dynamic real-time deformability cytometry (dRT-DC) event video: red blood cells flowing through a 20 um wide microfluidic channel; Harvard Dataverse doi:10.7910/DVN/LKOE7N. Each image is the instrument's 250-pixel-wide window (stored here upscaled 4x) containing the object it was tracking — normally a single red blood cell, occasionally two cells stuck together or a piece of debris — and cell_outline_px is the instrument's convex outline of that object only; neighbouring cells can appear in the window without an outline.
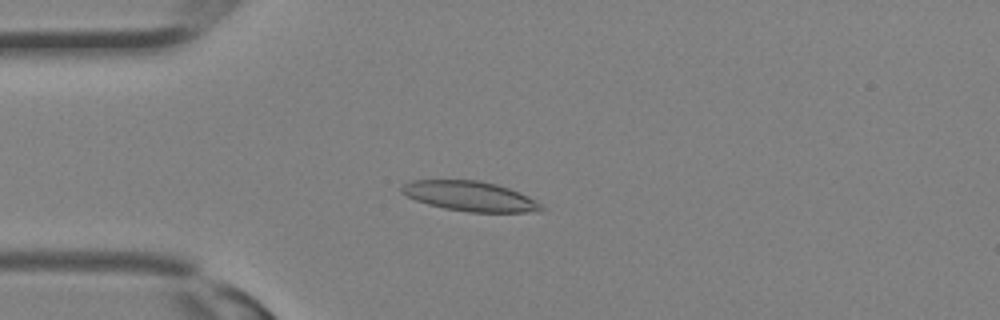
{"species": "Egyptian fruit bat (a non-hibernating species)", "species_latin": "Rousettus aegyptiacus", "temperature_condition": "room temperature", "stored_images_in_passage": 23, "camera_frame_rate_fps": 3000, "um_per_image_px": 0.085, "animal": {"sex": "female"}, "frame": {"image": 1, "passage_image": 8, "time_ms": 2.333, "image_size_px": [1000, 320], "cell_outline_px": [[544, 212], [468, 212], [444, 208], [428, 204], [416, 200], [400, 192], [400, 188], [404, 184], [412, 180], [480, 180], [496, 184], [520, 192], [544, 204]], "centroid_in_image_um": [40.01, 16.68], "position_along_channel_um": 45.0, "area_um2": 24.51}}
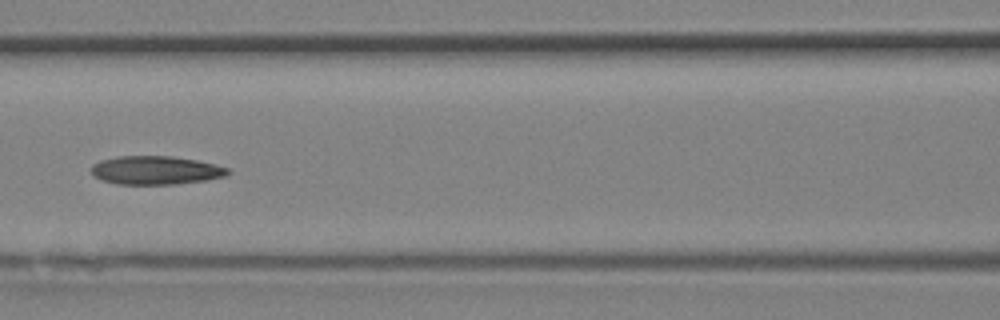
{"frame": {"image": 2, "passage_image": 14, "time_ms": 4.333, "image_size_px": [1000, 320], "cell_outline_px": [[232, 172], [224, 176], [204, 180], [176, 184], [116, 184], [100, 180], [92, 176], [92, 164], [100, 160], [116, 156], [172, 156], [196, 160], [216, 164], [228, 168]], "centroid_in_image_um": [13.2, 14.47], "position_along_channel_um": 153.4, "area_um2": 22.83}}
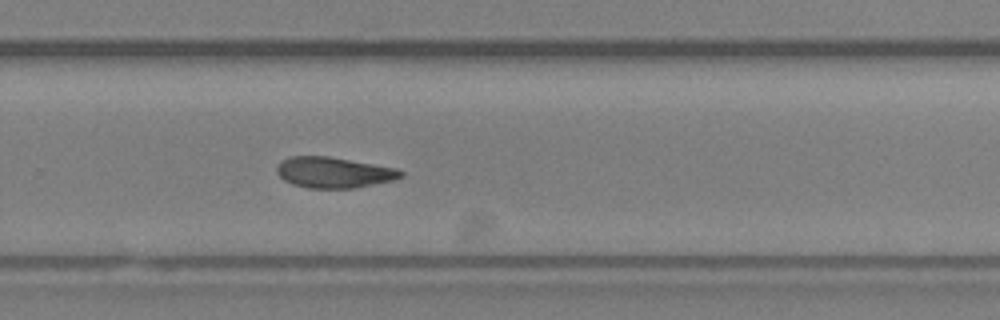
{"frame": {"image": 3, "passage_image": 21, "time_ms": 6.667, "image_size_px": [1000, 320], "cell_outline_px": [[404, 176], [392, 180], [352, 188], [308, 188], [292, 184], [284, 180], [276, 172], [276, 168], [280, 160], [288, 156], [328, 156], [396, 168], [404, 172]], "centroid_in_image_um": [28.32, 14.65], "position_along_channel_um": 301.5, "area_um2": 22.2}}